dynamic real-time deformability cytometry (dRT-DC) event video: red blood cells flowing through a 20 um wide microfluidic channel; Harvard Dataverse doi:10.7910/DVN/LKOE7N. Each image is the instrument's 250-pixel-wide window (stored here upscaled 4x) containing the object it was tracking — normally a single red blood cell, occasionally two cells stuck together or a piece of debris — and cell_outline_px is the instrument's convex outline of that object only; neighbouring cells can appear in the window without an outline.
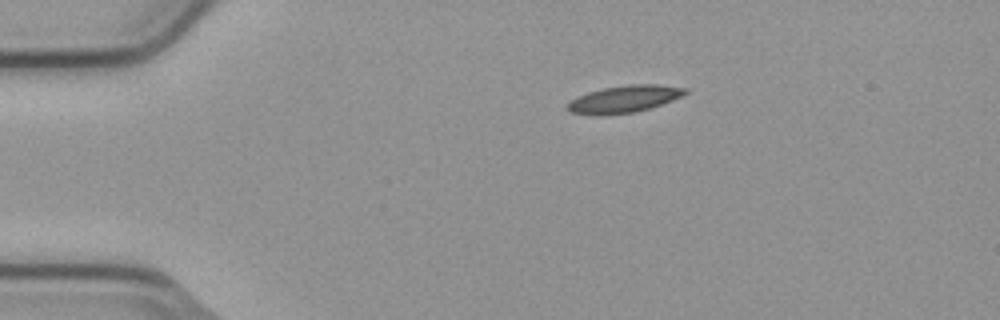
{"species": "common noctule bat (a hibernating species)", "species_latin": "Nyctalus noctula", "temperature_condition": "cold", "stored_images_in_passage": 4, "camera_frame_rate_fps": 3000, "um_per_image_px": 0.085, "animal": {"sex": "male", "body_mass_g": 23.1, "forearm_length_mm": 52.7}, "frame": {"image": 1, "passage_image": 1, "time_ms": 0.0, "image_size_px": [1000, 320], "cell_outline_px": [[688, 92], [672, 100], [648, 108], [632, 112], [572, 112], [564, 108], [572, 100], [588, 92], [604, 88], [628, 84], [660, 84], [688, 88]], "centroid_in_image_um": [53.16, 8.35], "position_along_channel_um": 31.8, "area_um2": 17.51}}
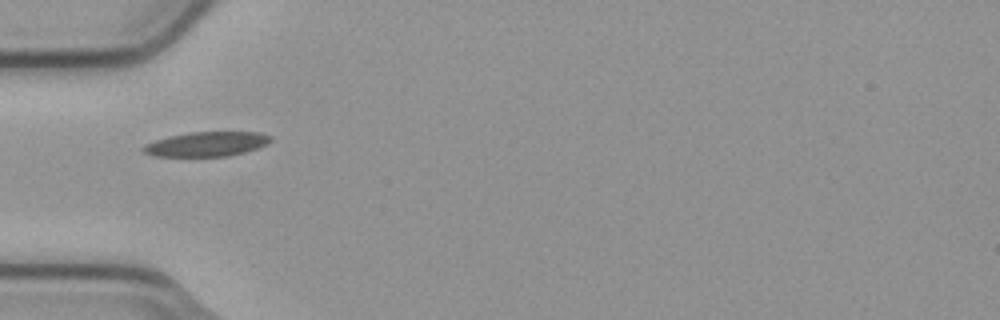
{"frame": {"image": 2, "passage_image": 3, "time_ms": 0.667, "image_size_px": [1000, 320], "cell_outline_px": [[272, 140], [268, 144], [244, 152], [228, 156], [156, 156], [144, 152], [140, 148], [144, 144], [168, 136], [188, 132], [260, 132], [272, 136]], "centroid_in_image_um": [17.57, 12.24], "position_along_channel_um": 67.4, "area_um2": 18.26}}
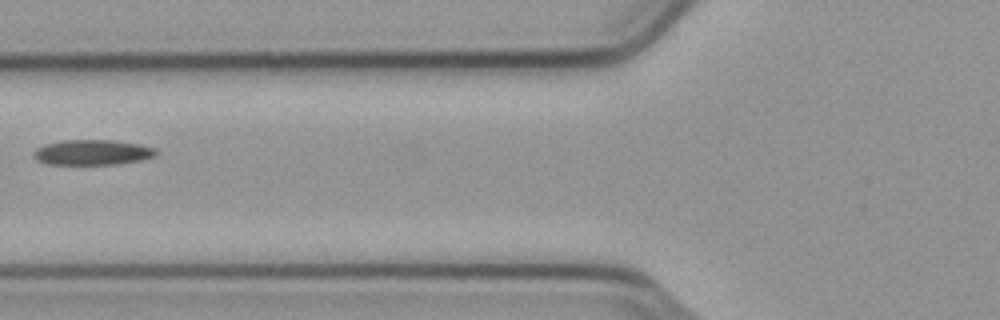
{"frame": {"image": 3, "passage_image": 4, "time_ms": 1.0, "image_size_px": [1000, 320], "cell_outline_px": [[160, 152], [156, 156], [140, 160], [116, 164], [48, 164], [40, 160], [32, 152], [36, 148], [44, 144], [60, 140], [112, 140], [140, 144], [156, 148]], "centroid_in_image_um": [7.91, 12.94], "position_along_channel_um": 117.9, "area_um2": 18.03}}